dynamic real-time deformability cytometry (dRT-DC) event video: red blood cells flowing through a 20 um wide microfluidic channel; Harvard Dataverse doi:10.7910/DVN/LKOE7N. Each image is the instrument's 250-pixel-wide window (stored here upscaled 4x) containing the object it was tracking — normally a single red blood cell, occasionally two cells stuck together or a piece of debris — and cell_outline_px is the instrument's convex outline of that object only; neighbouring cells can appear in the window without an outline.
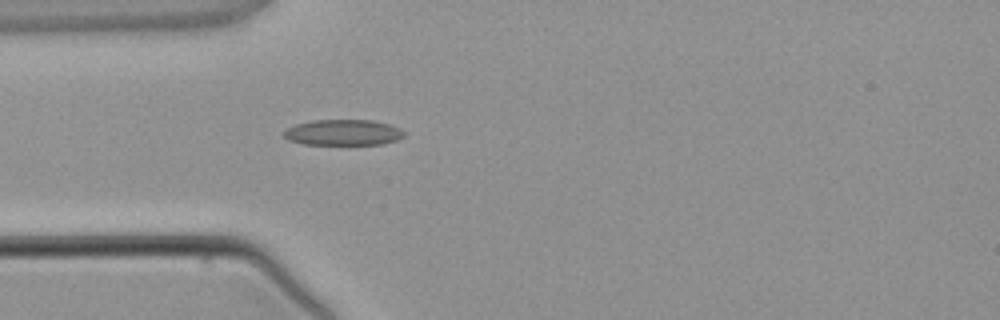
{"species": "common noctule bat (a hibernating species)", "species_latin": "Nyctalus noctula", "temperature_condition": "warm", "stored_images_in_passage": 3, "camera_frame_rate_fps": 3000, "um_per_image_px": 0.085, "animal": {"sex": "male", "body_mass_g": 21.5, "forearm_length_mm": 52.0}, "frame": {"image": 1, "passage_image": 3, "time_ms": 3.333, "image_size_px": [1000, 320], "cell_outline_px": [[404, 136], [396, 140], [384, 144], [304, 144], [288, 140], [284, 136], [284, 132], [288, 128], [296, 124], [312, 120], [372, 120], [388, 124], [400, 128], [404, 132]], "centroid_in_image_um": [29.18, 11.26], "position_along_channel_um": 55.8, "area_um2": 17.98}}